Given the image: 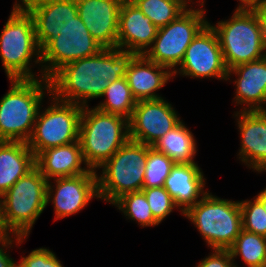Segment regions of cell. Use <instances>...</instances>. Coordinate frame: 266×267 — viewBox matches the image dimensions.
<instances>
[{"label":"cell","mask_w":266,"mask_h":267,"mask_svg":"<svg viewBox=\"0 0 266 267\" xmlns=\"http://www.w3.org/2000/svg\"><path fill=\"white\" fill-rule=\"evenodd\" d=\"M134 56L118 48H103L96 55L70 62L49 78L51 94L64 102L89 106V99L102 98L109 83L125 77Z\"/></svg>","instance_id":"1"},{"label":"cell","mask_w":266,"mask_h":267,"mask_svg":"<svg viewBox=\"0 0 266 267\" xmlns=\"http://www.w3.org/2000/svg\"><path fill=\"white\" fill-rule=\"evenodd\" d=\"M9 81L11 87L0 99V141L27 143L45 94H51L49 79Z\"/></svg>","instance_id":"2"},{"label":"cell","mask_w":266,"mask_h":267,"mask_svg":"<svg viewBox=\"0 0 266 267\" xmlns=\"http://www.w3.org/2000/svg\"><path fill=\"white\" fill-rule=\"evenodd\" d=\"M47 181L35 166L0 197L1 220L8 234L28 237L47 206Z\"/></svg>","instance_id":"3"},{"label":"cell","mask_w":266,"mask_h":267,"mask_svg":"<svg viewBox=\"0 0 266 267\" xmlns=\"http://www.w3.org/2000/svg\"><path fill=\"white\" fill-rule=\"evenodd\" d=\"M32 58L35 64L42 65L33 17L28 10L12 9L0 34V59L7 78H43L32 72Z\"/></svg>","instance_id":"4"},{"label":"cell","mask_w":266,"mask_h":267,"mask_svg":"<svg viewBox=\"0 0 266 267\" xmlns=\"http://www.w3.org/2000/svg\"><path fill=\"white\" fill-rule=\"evenodd\" d=\"M128 140V119L95 107L82 108L79 142L84 160L91 170L97 171Z\"/></svg>","instance_id":"5"},{"label":"cell","mask_w":266,"mask_h":267,"mask_svg":"<svg viewBox=\"0 0 266 267\" xmlns=\"http://www.w3.org/2000/svg\"><path fill=\"white\" fill-rule=\"evenodd\" d=\"M227 69L266 56L264 28L256 10H236L227 20L215 25Z\"/></svg>","instance_id":"6"},{"label":"cell","mask_w":266,"mask_h":267,"mask_svg":"<svg viewBox=\"0 0 266 267\" xmlns=\"http://www.w3.org/2000/svg\"><path fill=\"white\" fill-rule=\"evenodd\" d=\"M211 249H229L243 229L239 201L207 193L184 214Z\"/></svg>","instance_id":"7"},{"label":"cell","mask_w":266,"mask_h":267,"mask_svg":"<svg viewBox=\"0 0 266 267\" xmlns=\"http://www.w3.org/2000/svg\"><path fill=\"white\" fill-rule=\"evenodd\" d=\"M148 145L128 140L97 173L98 197L110 204L143 187Z\"/></svg>","instance_id":"8"},{"label":"cell","mask_w":266,"mask_h":267,"mask_svg":"<svg viewBox=\"0 0 266 267\" xmlns=\"http://www.w3.org/2000/svg\"><path fill=\"white\" fill-rule=\"evenodd\" d=\"M205 15L203 8L189 7L174 21L158 28L157 35L144 56L173 73L181 64L193 39L209 23Z\"/></svg>","instance_id":"9"},{"label":"cell","mask_w":266,"mask_h":267,"mask_svg":"<svg viewBox=\"0 0 266 267\" xmlns=\"http://www.w3.org/2000/svg\"><path fill=\"white\" fill-rule=\"evenodd\" d=\"M51 105L42 112L40 107L32 134L27 141L35 157L47 148L79 141L82 106L58 100L52 94ZM53 102V103H52Z\"/></svg>","instance_id":"10"},{"label":"cell","mask_w":266,"mask_h":267,"mask_svg":"<svg viewBox=\"0 0 266 267\" xmlns=\"http://www.w3.org/2000/svg\"><path fill=\"white\" fill-rule=\"evenodd\" d=\"M102 49L77 15L41 50L40 76L49 79L64 65L96 55Z\"/></svg>","instance_id":"11"},{"label":"cell","mask_w":266,"mask_h":267,"mask_svg":"<svg viewBox=\"0 0 266 267\" xmlns=\"http://www.w3.org/2000/svg\"><path fill=\"white\" fill-rule=\"evenodd\" d=\"M173 72V78L180 74L190 78L227 79L228 69L218 36L208 23L186 49L184 58Z\"/></svg>","instance_id":"12"},{"label":"cell","mask_w":266,"mask_h":267,"mask_svg":"<svg viewBox=\"0 0 266 267\" xmlns=\"http://www.w3.org/2000/svg\"><path fill=\"white\" fill-rule=\"evenodd\" d=\"M172 104L164 98L137 101L130 119L129 139L153 146L182 120Z\"/></svg>","instance_id":"13"},{"label":"cell","mask_w":266,"mask_h":267,"mask_svg":"<svg viewBox=\"0 0 266 267\" xmlns=\"http://www.w3.org/2000/svg\"><path fill=\"white\" fill-rule=\"evenodd\" d=\"M53 180L55 183L47 181L46 204H53L55 221L78 213L93 198L99 199L97 171L95 170L72 177H58Z\"/></svg>","instance_id":"14"},{"label":"cell","mask_w":266,"mask_h":267,"mask_svg":"<svg viewBox=\"0 0 266 267\" xmlns=\"http://www.w3.org/2000/svg\"><path fill=\"white\" fill-rule=\"evenodd\" d=\"M122 2L123 0H76L79 17L103 48H117Z\"/></svg>","instance_id":"15"},{"label":"cell","mask_w":266,"mask_h":267,"mask_svg":"<svg viewBox=\"0 0 266 267\" xmlns=\"http://www.w3.org/2000/svg\"><path fill=\"white\" fill-rule=\"evenodd\" d=\"M240 132L238 156L248 168L266 172V111H236Z\"/></svg>","instance_id":"16"},{"label":"cell","mask_w":266,"mask_h":267,"mask_svg":"<svg viewBox=\"0 0 266 267\" xmlns=\"http://www.w3.org/2000/svg\"><path fill=\"white\" fill-rule=\"evenodd\" d=\"M158 28L134 3L123 1L119 13L117 48L144 55L151 47Z\"/></svg>","instance_id":"17"},{"label":"cell","mask_w":266,"mask_h":267,"mask_svg":"<svg viewBox=\"0 0 266 267\" xmlns=\"http://www.w3.org/2000/svg\"><path fill=\"white\" fill-rule=\"evenodd\" d=\"M232 74L237 75L234 102L246 106L241 111H266V56L229 69L226 81Z\"/></svg>","instance_id":"18"},{"label":"cell","mask_w":266,"mask_h":267,"mask_svg":"<svg viewBox=\"0 0 266 267\" xmlns=\"http://www.w3.org/2000/svg\"><path fill=\"white\" fill-rule=\"evenodd\" d=\"M33 17L37 44L42 50L78 15L76 0H45L27 9Z\"/></svg>","instance_id":"19"},{"label":"cell","mask_w":266,"mask_h":267,"mask_svg":"<svg viewBox=\"0 0 266 267\" xmlns=\"http://www.w3.org/2000/svg\"><path fill=\"white\" fill-rule=\"evenodd\" d=\"M205 180L198 163L174 164L163 187L173 198L181 214H184L210 192L204 190Z\"/></svg>","instance_id":"20"},{"label":"cell","mask_w":266,"mask_h":267,"mask_svg":"<svg viewBox=\"0 0 266 267\" xmlns=\"http://www.w3.org/2000/svg\"><path fill=\"white\" fill-rule=\"evenodd\" d=\"M172 77L173 73L168 68L148 60L144 55H135L131 59L125 75L136 101L163 98L156 91Z\"/></svg>","instance_id":"21"},{"label":"cell","mask_w":266,"mask_h":267,"mask_svg":"<svg viewBox=\"0 0 266 267\" xmlns=\"http://www.w3.org/2000/svg\"><path fill=\"white\" fill-rule=\"evenodd\" d=\"M82 164L85 166L82 167ZM35 165L47 180L91 171L84 160L79 141L41 151L35 157Z\"/></svg>","instance_id":"22"},{"label":"cell","mask_w":266,"mask_h":267,"mask_svg":"<svg viewBox=\"0 0 266 267\" xmlns=\"http://www.w3.org/2000/svg\"><path fill=\"white\" fill-rule=\"evenodd\" d=\"M35 166V155L26 142L0 141V197Z\"/></svg>","instance_id":"23"},{"label":"cell","mask_w":266,"mask_h":267,"mask_svg":"<svg viewBox=\"0 0 266 267\" xmlns=\"http://www.w3.org/2000/svg\"><path fill=\"white\" fill-rule=\"evenodd\" d=\"M152 147L167 155L175 164L196 163V140L183 120L164 134Z\"/></svg>","instance_id":"24"},{"label":"cell","mask_w":266,"mask_h":267,"mask_svg":"<svg viewBox=\"0 0 266 267\" xmlns=\"http://www.w3.org/2000/svg\"><path fill=\"white\" fill-rule=\"evenodd\" d=\"M102 97H106L105 100L101 101L95 108L108 114L130 119L137 101L125 77L109 83Z\"/></svg>","instance_id":"25"},{"label":"cell","mask_w":266,"mask_h":267,"mask_svg":"<svg viewBox=\"0 0 266 267\" xmlns=\"http://www.w3.org/2000/svg\"><path fill=\"white\" fill-rule=\"evenodd\" d=\"M232 259L241 256L247 267H266V237L241 230L229 248Z\"/></svg>","instance_id":"26"},{"label":"cell","mask_w":266,"mask_h":267,"mask_svg":"<svg viewBox=\"0 0 266 267\" xmlns=\"http://www.w3.org/2000/svg\"><path fill=\"white\" fill-rule=\"evenodd\" d=\"M134 4L157 28L174 21L189 7L186 0H137Z\"/></svg>","instance_id":"27"},{"label":"cell","mask_w":266,"mask_h":267,"mask_svg":"<svg viewBox=\"0 0 266 267\" xmlns=\"http://www.w3.org/2000/svg\"><path fill=\"white\" fill-rule=\"evenodd\" d=\"M112 205L123 212L127 219L138 222L141 227L157 226L147 199L142 191L127 193L118 198Z\"/></svg>","instance_id":"28"},{"label":"cell","mask_w":266,"mask_h":267,"mask_svg":"<svg viewBox=\"0 0 266 267\" xmlns=\"http://www.w3.org/2000/svg\"><path fill=\"white\" fill-rule=\"evenodd\" d=\"M174 162L164 153L148 146L147 161L142 188L164 186L165 179L169 176Z\"/></svg>","instance_id":"29"},{"label":"cell","mask_w":266,"mask_h":267,"mask_svg":"<svg viewBox=\"0 0 266 267\" xmlns=\"http://www.w3.org/2000/svg\"><path fill=\"white\" fill-rule=\"evenodd\" d=\"M242 212L243 229L266 237V211L254 197L253 200L239 201Z\"/></svg>","instance_id":"30"},{"label":"cell","mask_w":266,"mask_h":267,"mask_svg":"<svg viewBox=\"0 0 266 267\" xmlns=\"http://www.w3.org/2000/svg\"><path fill=\"white\" fill-rule=\"evenodd\" d=\"M150 206L154 219L160 224L173 209H178L173 198L162 187L142 188L141 190Z\"/></svg>","instance_id":"31"},{"label":"cell","mask_w":266,"mask_h":267,"mask_svg":"<svg viewBox=\"0 0 266 267\" xmlns=\"http://www.w3.org/2000/svg\"><path fill=\"white\" fill-rule=\"evenodd\" d=\"M17 267H64L49 248L32 250L27 256L21 257Z\"/></svg>","instance_id":"32"},{"label":"cell","mask_w":266,"mask_h":267,"mask_svg":"<svg viewBox=\"0 0 266 267\" xmlns=\"http://www.w3.org/2000/svg\"><path fill=\"white\" fill-rule=\"evenodd\" d=\"M212 251L196 267H236L229 249H213Z\"/></svg>","instance_id":"33"},{"label":"cell","mask_w":266,"mask_h":267,"mask_svg":"<svg viewBox=\"0 0 266 267\" xmlns=\"http://www.w3.org/2000/svg\"><path fill=\"white\" fill-rule=\"evenodd\" d=\"M14 236V238H13ZM28 237H20L8 234L6 237L0 239V267H17V262L7 253L8 248H12V244H21ZM15 239V240H13Z\"/></svg>","instance_id":"34"},{"label":"cell","mask_w":266,"mask_h":267,"mask_svg":"<svg viewBox=\"0 0 266 267\" xmlns=\"http://www.w3.org/2000/svg\"><path fill=\"white\" fill-rule=\"evenodd\" d=\"M236 10H257L266 0H238Z\"/></svg>","instance_id":"35"},{"label":"cell","mask_w":266,"mask_h":267,"mask_svg":"<svg viewBox=\"0 0 266 267\" xmlns=\"http://www.w3.org/2000/svg\"><path fill=\"white\" fill-rule=\"evenodd\" d=\"M42 1H45V0H19L18 2L16 1V3L14 2L12 9H25V10H27L28 8H30L34 4L42 2Z\"/></svg>","instance_id":"36"},{"label":"cell","mask_w":266,"mask_h":267,"mask_svg":"<svg viewBox=\"0 0 266 267\" xmlns=\"http://www.w3.org/2000/svg\"><path fill=\"white\" fill-rule=\"evenodd\" d=\"M260 16L264 28V41L266 45V1L256 10Z\"/></svg>","instance_id":"37"},{"label":"cell","mask_w":266,"mask_h":267,"mask_svg":"<svg viewBox=\"0 0 266 267\" xmlns=\"http://www.w3.org/2000/svg\"><path fill=\"white\" fill-rule=\"evenodd\" d=\"M255 198L262 204L264 210L266 211V187L263 191H260Z\"/></svg>","instance_id":"38"},{"label":"cell","mask_w":266,"mask_h":267,"mask_svg":"<svg viewBox=\"0 0 266 267\" xmlns=\"http://www.w3.org/2000/svg\"><path fill=\"white\" fill-rule=\"evenodd\" d=\"M8 235L7 231L4 229L2 220H1V209H0V239Z\"/></svg>","instance_id":"39"},{"label":"cell","mask_w":266,"mask_h":267,"mask_svg":"<svg viewBox=\"0 0 266 267\" xmlns=\"http://www.w3.org/2000/svg\"><path fill=\"white\" fill-rule=\"evenodd\" d=\"M123 1L135 3L137 0H123Z\"/></svg>","instance_id":"40"},{"label":"cell","mask_w":266,"mask_h":267,"mask_svg":"<svg viewBox=\"0 0 266 267\" xmlns=\"http://www.w3.org/2000/svg\"><path fill=\"white\" fill-rule=\"evenodd\" d=\"M189 4H191L190 2H193L192 0H186Z\"/></svg>","instance_id":"41"}]
</instances>
